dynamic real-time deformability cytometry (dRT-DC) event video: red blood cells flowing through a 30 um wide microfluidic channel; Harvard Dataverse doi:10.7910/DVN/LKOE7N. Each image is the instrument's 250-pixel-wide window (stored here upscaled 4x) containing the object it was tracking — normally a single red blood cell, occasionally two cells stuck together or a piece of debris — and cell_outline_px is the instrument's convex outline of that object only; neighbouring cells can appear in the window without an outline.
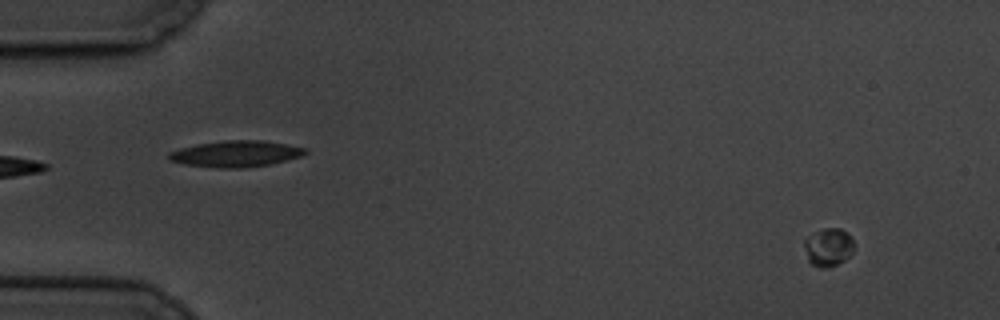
{"species": "common noctule bat (a hibernating species)", "species_latin": "Nyctalus noctula", "temperature_condition": "cold", "stored_images_in_passage": 4, "camera_frame_rate_fps": 3000, "um_per_image_px": 0.085, "animal": {"sex": "male", "body_mass_g": 19.5, "forearm_length_mm": 54.6}, "frame": {"image": 1, "passage_image": 1, "time_ms": 0.0, "image_size_px": [1000, 320], "cell_outline_px": [[852, 252], [844, 260], [836, 264], [824, 268], [820, 268], [812, 264], [808, 260], [804, 244], [804, 240], [808, 236], [824, 228], [840, 228], [852, 236]], "centroid_in_image_um": [70.4, 21.0], "position_along_channel_um": 14.6, "area_um2": 10.81}}